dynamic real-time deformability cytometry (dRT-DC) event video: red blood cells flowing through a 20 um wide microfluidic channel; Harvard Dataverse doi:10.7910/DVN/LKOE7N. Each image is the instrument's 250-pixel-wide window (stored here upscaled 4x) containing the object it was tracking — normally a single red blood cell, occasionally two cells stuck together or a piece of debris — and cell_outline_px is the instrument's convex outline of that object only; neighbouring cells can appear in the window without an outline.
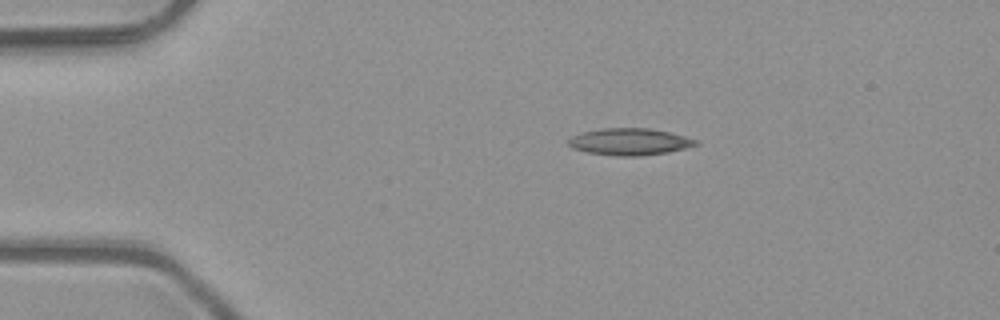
{"species": "common noctule bat (a hibernating species)", "species_latin": "Nyctalus noctula", "temperature_condition": "room temperature", "stored_images_in_passage": 4, "camera_frame_rate_fps": 3000, "um_per_image_px": 0.085, "animal": {"sex": "male", "body_mass_g": 23.1, "forearm_length_mm": 52.7}, "frame": {"image": 1, "passage_image": 2, "time_ms": 0.333, "image_size_px": [1000, 320], "cell_outline_px": [[700, 144], [668, 152], [640, 156], [616, 156], [588, 152], [572, 148], [568, 144], [568, 140], [572, 136], [584, 132], [600, 128], [648, 128], [668, 132], [684, 136], [696, 140]], "centroid_in_image_um": [53.5, 12.05], "position_along_channel_um": 31.5, "area_um2": 19.77}}
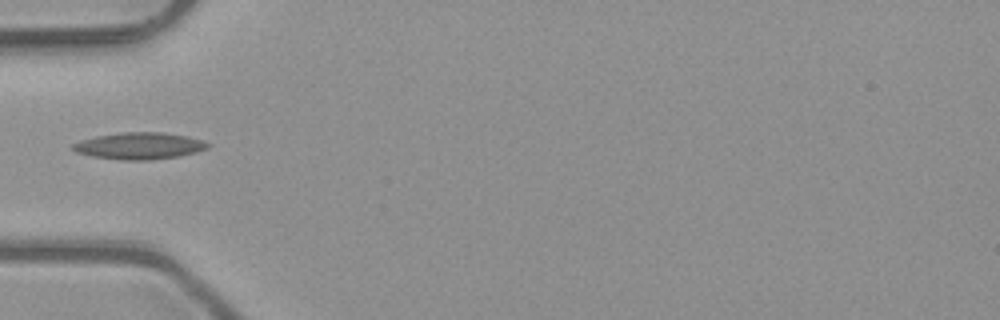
{"frame": {"image": 2, "passage_image": 4, "time_ms": 1.0, "image_size_px": [1000, 320], "cell_outline_px": [[212, 144], [208, 148], [196, 152], [180, 156], [148, 160], [120, 160], [92, 156], [76, 152], [72, 148], [72, 144], [80, 140], [96, 136], [120, 132], [160, 132], [188, 136]], "centroid_in_image_um": [11.84, 12.4], "position_along_channel_um": 73.2, "area_um2": 21.1}}